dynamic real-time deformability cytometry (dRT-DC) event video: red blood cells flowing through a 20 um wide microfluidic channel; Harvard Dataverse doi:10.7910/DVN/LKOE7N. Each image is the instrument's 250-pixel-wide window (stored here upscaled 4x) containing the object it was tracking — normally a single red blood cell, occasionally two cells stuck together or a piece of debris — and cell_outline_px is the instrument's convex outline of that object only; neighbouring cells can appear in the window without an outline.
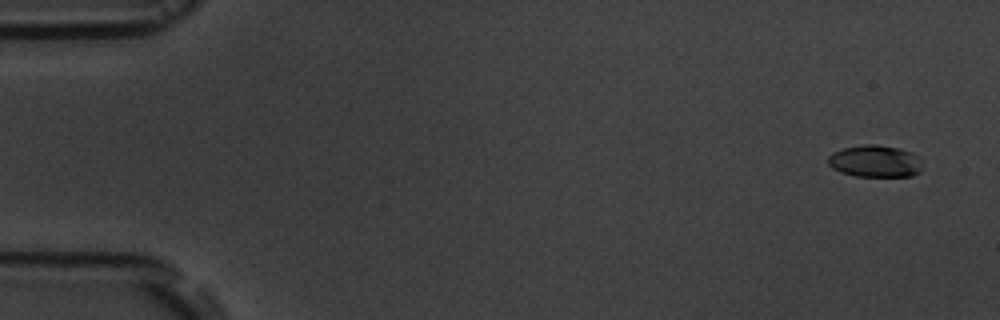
{"species": "common noctule bat (a hibernating species)", "species_latin": "Nyctalus noctula", "temperature_condition": "room temperature", "stored_images_in_passage": 6, "camera_frame_rate_fps": 3000, "um_per_image_px": 0.085, "animal": {"sex": "male", "body_mass_g": 19.5, "forearm_length_mm": 54.6}, "frame": {"image": 1, "passage_image": 1, "time_ms": 0.0, "image_size_px": [1000, 320], "cell_outline_px": [[920, 172], [912, 176], [856, 176], [840, 172], [832, 168], [828, 164], [828, 156], [832, 152], [844, 148], [864, 144], [876, 144], [900, 148], [916, 156], [920, 164]], "centroid_in_image_um": [74.32, 13.7], "position_along_channel_um": 10.7, "area_um2": 17.46}}
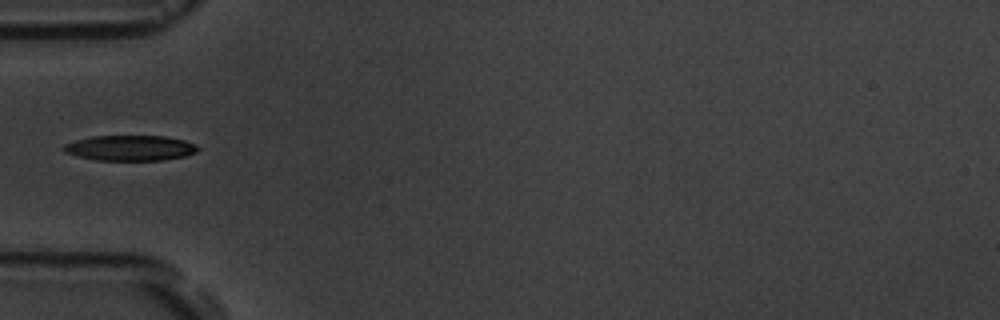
{"frame": {"image": 2, "passage_image": 5, "time_ms": 5.333, "image_size_px": [1000, 320], "cell_outline_px": [[200, 148], [196, 152], [184, 156], [164, 160], [96, 160], [64, 152], [60, 148], [64, 144], [76, 140], [92, 136], [164, 136], [184, 140], [196, 144]], "centroid_in_image_um": [11.07, 12.57], "position_along_channel_um": 73.9, "area_um2": 19.83}}
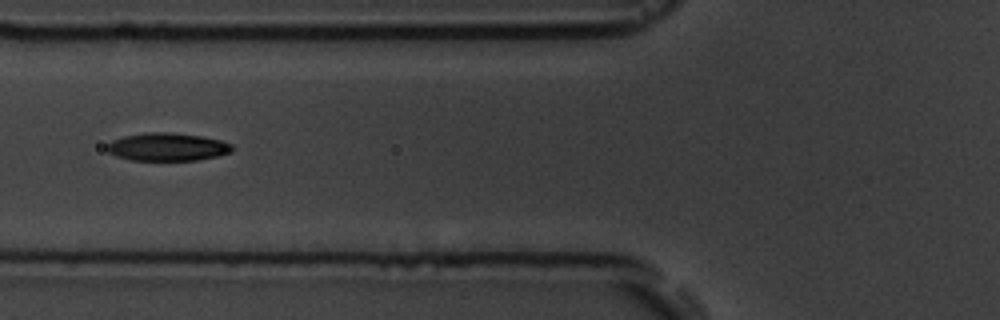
{"frame": {"image": 3, "passage_image": 6, "time_ms": 6.333, "image_size_px": [1000, 320], "cell_outline_px": [[236, 148], [232, 152], [216, 156], [196, 160], [132, 160], [116, 156], [108, 152], [104, 148], [112, 140], [124, 136], [144, 132], [168, 132], [200, 136], [220, 140], [232, 144]], "centroid_in_image_um": [14.22, 12.48], "position_along_channel_um": 111.6, "area_um2": 20.46}}